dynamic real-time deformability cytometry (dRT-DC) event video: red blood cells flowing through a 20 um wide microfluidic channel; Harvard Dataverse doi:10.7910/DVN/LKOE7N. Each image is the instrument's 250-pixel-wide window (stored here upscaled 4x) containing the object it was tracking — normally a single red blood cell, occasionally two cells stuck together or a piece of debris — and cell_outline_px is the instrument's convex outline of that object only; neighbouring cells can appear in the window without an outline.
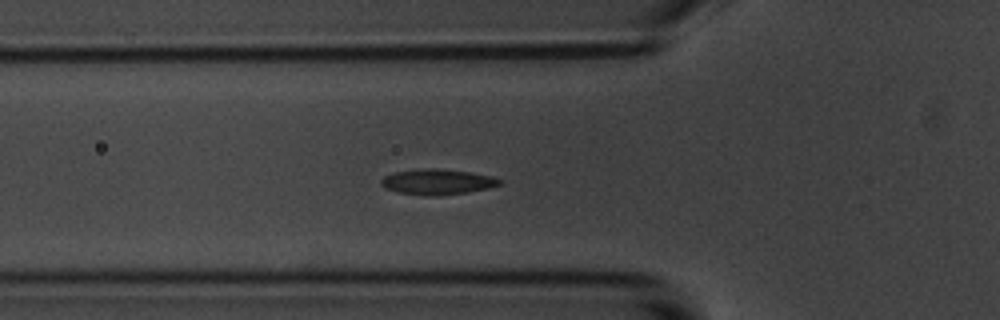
{"species": "common noctule bat (a hibernating species)", "species_latin": "Nyctalus noctula", "temperature_condition": "room temperature", "stored_images_in_passage": 44, "camera_frame_rate_fps": 3000, "um_per_image_px": 0.085, "animal": {"sex": "male", "body_mass_g": 20.1, "forearm_length_mm": 53.5}, "frame": {"image": 1, "passage_image": 17, "time_ms": 5.333, "image_size_px": [1000, 320], "cell_outline_px": [[504, 180], [500, 184], [488, 188], [468, 192], [440, 196], [424, 196], [400, 192], [384, 188], [380, 184], [380, 180], [384, 176], [392, 172], [424, 168], [436, 168], [472, 172], [492, 176]], "centroid_in_image_um": [37.17, 15.45], "position_along_channel_um": 88.6, "area_um2": 17.86}}
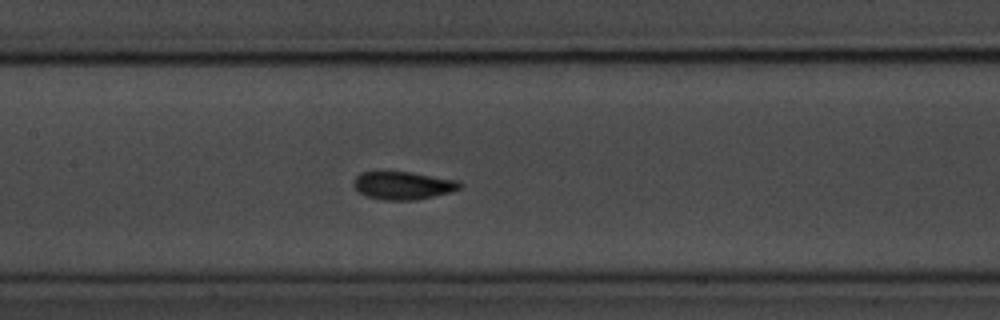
{"frame": {"image": 2, "passage_image": 24, "time_ms": 7.667, "image_size_px": [1000, 320], "cell_outline_px": [[464, 184], [460, 188], [448, 192], [416, 200], [384, 200], [364, 196], [352, 184], [356, 176], [360, 172], [412, 172], [460, 180]], "centroid_in_image_um": [34.27, 15.76], "position_along_channel_um": 173.1, "area_um2": 17.34}}
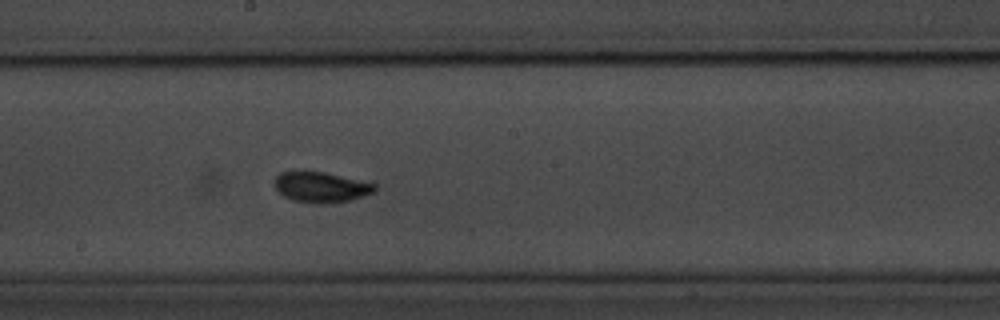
{"frame": {"image": 3, "passage_image": 28, "time_ms": 9.0, "image_size_px": [1000, 320], "cell_outline_px": [[376, 192], [348, 200], [324, 204], [320, 204], [292, 200], [284, 196], [276, 188], [272, 180], [280, 172], [324, 172], [376, 184]], "centroid_in_image_um": [27.27, 15.91], "position_along_channel_um": 220.9, "area_um2": 17.57}, "authors_computed_cell_mechanics": {"area_um2": 16.9065, "velocity_mm_per_s": 3.5933, "shape_relaxation_time_tau1_ms": 3.0908, "shape_relaxation_time_tau2_ms": 2.9037, "deformation_change_tau1": 0.1288, "deformation_change_tau2": 0.0425}}